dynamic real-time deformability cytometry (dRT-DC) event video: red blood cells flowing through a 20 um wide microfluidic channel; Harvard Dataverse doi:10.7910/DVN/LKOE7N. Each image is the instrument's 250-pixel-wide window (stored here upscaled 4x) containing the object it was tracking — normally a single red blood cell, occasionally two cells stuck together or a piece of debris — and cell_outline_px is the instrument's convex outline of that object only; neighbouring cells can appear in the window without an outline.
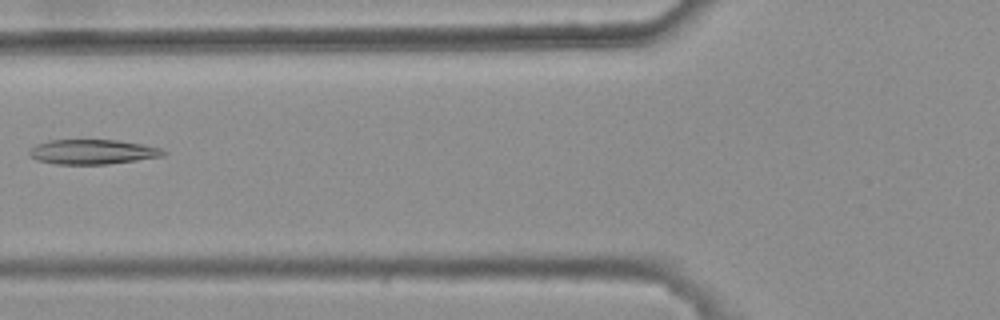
{"species": "common noctule bat (a hibernating species)", "species_latin": "Nyctalus noctula", "temperature_condition": "warm", "stored_images_in_passage": 4, "camera_frame_rate_fps": 3000, "um_per_image_px": 0.085, "animal": {"sex": "female", "body_mass_g": 25.1}, "frame": {"image": 1, "passage_image": 4, "time_ms": 1.0, "image_size_px": [1000, 320], "cell_outline_px": [[168, 152], [164, 156], [108, 164], [56, 164], [40, 160], [32, 156], [28, 152], [36, 144], [48, 140], [116, 140], [140, 144], [160, 148]], "centroid_in_image_um": [7.89, 12.9], "position_along_channel_um": 117.9, "area_um2": 19.07}}